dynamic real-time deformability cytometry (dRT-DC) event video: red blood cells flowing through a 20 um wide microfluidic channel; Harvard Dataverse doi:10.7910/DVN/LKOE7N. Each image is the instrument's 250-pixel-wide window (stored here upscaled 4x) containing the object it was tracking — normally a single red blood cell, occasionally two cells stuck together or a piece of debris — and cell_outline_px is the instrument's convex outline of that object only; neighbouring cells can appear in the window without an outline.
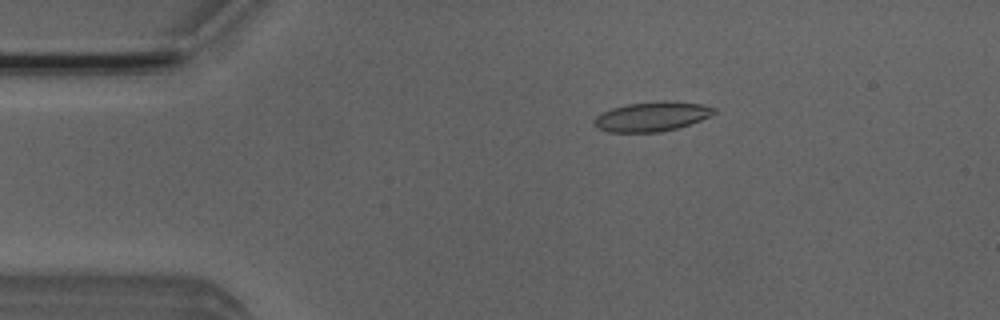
{"species": "Egyptian fruit bat (a non-hibernating species)", "species_latin": "Rousettus aegyptiacus", "temperature_condition": "room temperature", "stored_images_in_passage": 48, "camera_frame_rate_fps": 3000, "um_per_image_px": 0.085, "animal": {"sex": "male"}, "frame": {"image": 1, "passage_image": 6, "time_ms": 1.667, "image_size_px": [1000, 320], "cell_outline_px": [[716, 112], [712, 116], [676, 128], [660, 132], [608, 132], [596, 128], [596, 116], [612, 108], [628, 104], [664, 100], [704, 104], [716, 108]], "centroid_in_image_um": [55.46, 9.9], "position_along_channel_um": 29.5, "area_um2": 20.52}}
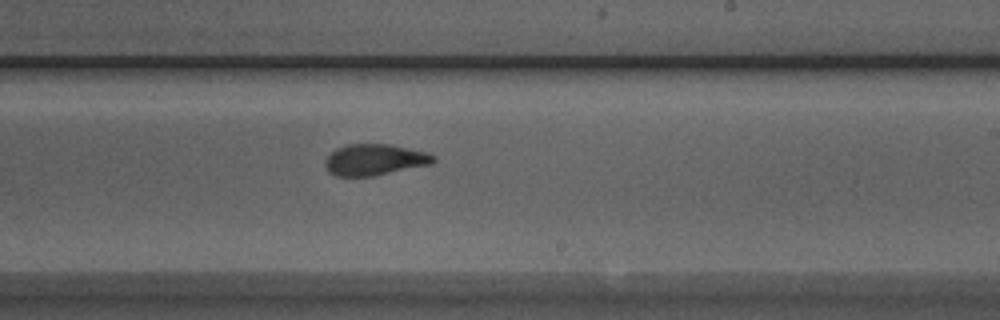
{"frame": {"image": 2, "passage_image": 27, "time_ms": 8.667, "image_size_px": [1000, 320], "cell_outline_px": [[436, 160], [432, 164], [376, 176], [336, 176], [328, 172], [324, 164], [324, 160], [336, 148], [348, 144], [392, 144], [424, 152], [436, 156]], "centroid_in_image_um": [31.84, 13.58], "position_along_channel_um": 257.2, "area_um2": 19.88}}
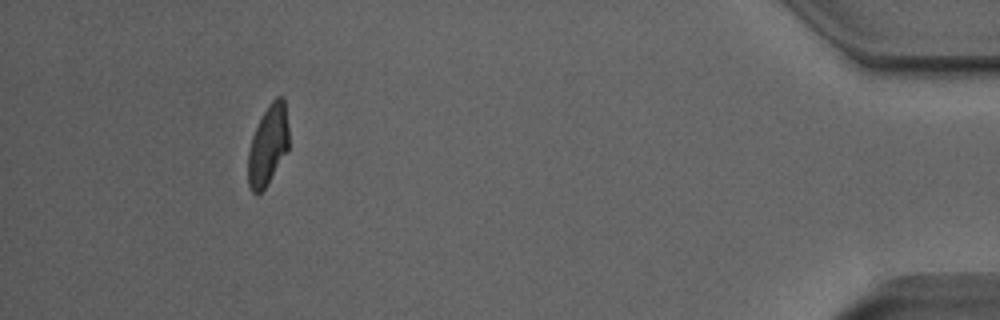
{"frame": {"image": 3, "passage_image": 44, "time_ms": 14.333, "image_size_px": [1000, 320], "cell_outline_px": [[288, 152], [264, 188], [260, 192], [252, 192], [248, 184], [248, 152], [252, 136], [268, 104], [276, 96], [284, 96], [288, 128]], "centroid_in_image_um": [22.79, 12.31], "position_along_channel_um": 412.4, "area_um2": 18.9}, "authors_computed_cell_mechanics": {"area_um2": 20.1144, "velocity_mm_per_s": 3.9516, "shape_relaxation_time_tau1_ms": 3.5354, "shape_relaxation_time_tau2_ms": 1.4347, "deformation_change_tau1": 0.1595, "deformation_change_tau2": 0.0764}}